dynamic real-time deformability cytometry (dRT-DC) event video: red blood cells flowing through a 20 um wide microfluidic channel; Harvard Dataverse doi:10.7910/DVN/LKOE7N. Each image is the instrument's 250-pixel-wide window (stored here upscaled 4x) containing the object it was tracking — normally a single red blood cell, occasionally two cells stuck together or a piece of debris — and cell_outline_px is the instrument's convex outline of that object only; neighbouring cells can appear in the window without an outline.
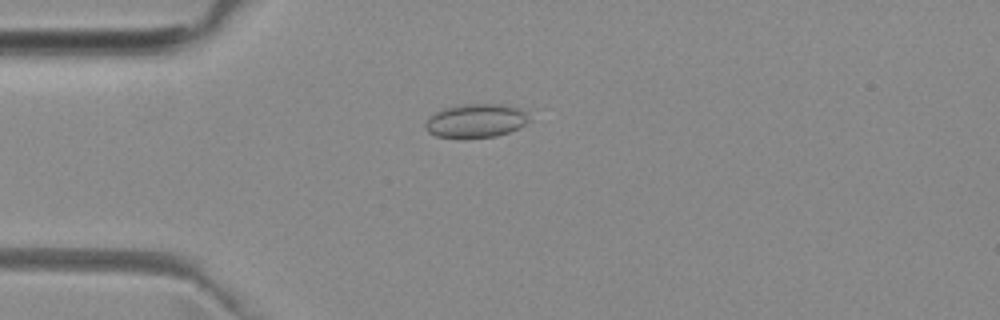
{"species": "common noctule bat (a hibernating species)", "species_latin": "Nyctalus noctula", "temperature_condition": "room temperature", "stored_images_in_passage": 28, "camera_frame_rate_fps": 3000, "um_per_image_px": 0.085, "animal": {"sex": "female", "body_mass_g": 29.2, "forearm_length_mm": 56.3}, "frame": {"image": 1, "passage_image": 14, "time_ms": 4.333, "image_size_px": [1000, 320], "cell_outline_px": [[528, 120], [524, 124], [508, 132], [496, 136], [464, 140], [460, 140], [436, 136], [428, 132], [424, 128], [424, 124], [428, 116], [444, 108], [464, 104], [504, 104], [520, 108], [528, 112]], "centroid_in_image_um": [40.39, 10.29], "position_along_channel_um": 44.6, "area_um2": 20.92}}
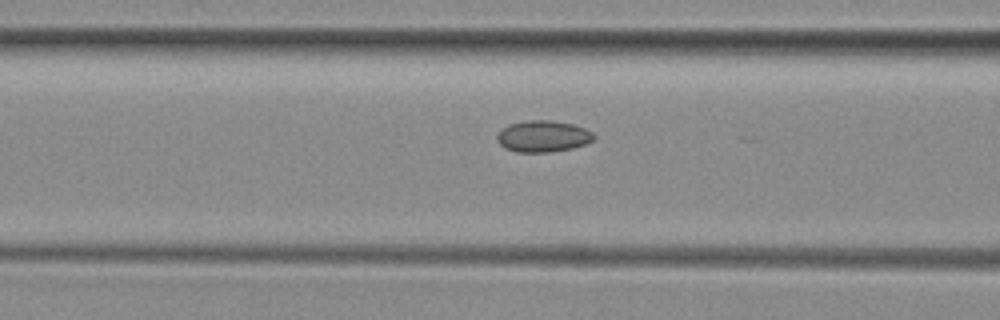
{"frame": {"image": 2, "passage_image": 21, "time_ms": 6.667, "image_size_px": [1000, 320], "cell_outline_px": [[596, 136], [592, 140], [584, 144], [572, 148], [548, 152], [516, 152], [504, 148], [496, 140], [496, 136], [508, 124], [528, 120], [548, 120], [572, 124], [584, 128], [592, 132]], "centroid_in_image_um": [46.13, 11.59], "position_along_channel_um": 120.5, "area_um2": 17.63}}
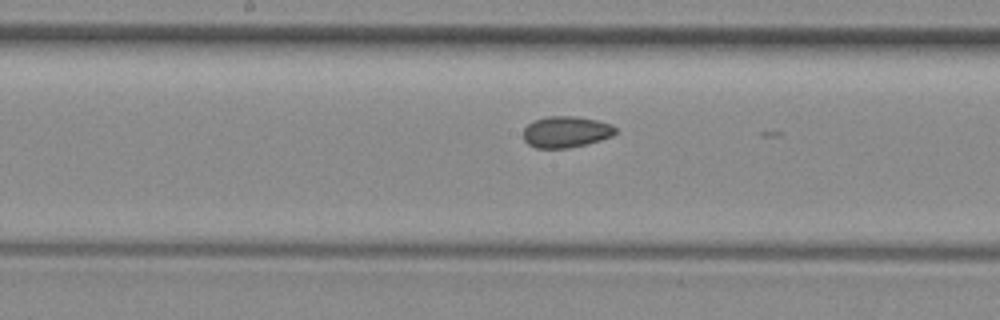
{"frame": {"image": 3, "passage_image": 27, "time_ms": 8.667, "image_size_px": [1000, 320], "cell_outline_px": [[616, 132], [612, 136], [600, 140], [568, 148], [536, 148], [528, 144], [524, 140], [524, 128], [532, 120], [548, 116], [572, 116], [596, 120], [612, 124], [616, 128]], "centroid_in_image_um": [48.09, 11.2], "position_along_channel_um": 200.1, "area_um2": 16.76}}